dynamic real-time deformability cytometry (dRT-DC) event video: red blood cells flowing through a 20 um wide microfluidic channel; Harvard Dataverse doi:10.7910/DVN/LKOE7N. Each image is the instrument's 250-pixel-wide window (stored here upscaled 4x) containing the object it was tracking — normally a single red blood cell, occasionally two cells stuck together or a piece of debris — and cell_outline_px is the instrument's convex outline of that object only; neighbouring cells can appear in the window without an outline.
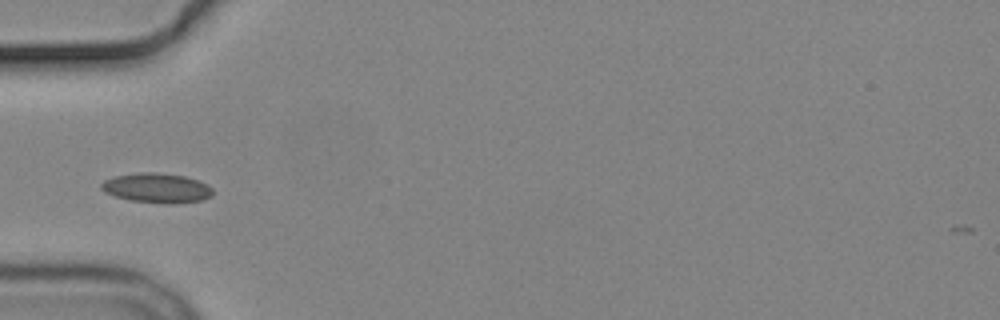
{"species": "common noctule bat (a hibernating species)", "species_latin": "Nyctalus noctula", "temperature_condition": "cold", "stored_images_in_passage": 5, "camera_frame_rate_fps": 3000, "um_per_image_px": 0.085, "animal": {"sex": "male", "body_mass_g": 19.2, "forearm_length_mm": 51.8}, "frame": {"image": 1, "passage_image": 3, "time_ms": 3.0, "image_size_px": [1000, 320], "cell_outline_px": [[212, 196], [200, 200], [168, 204], [164, 204], [128, 200], [104, 192], [100, 188], [100, 184], [104, 180], [112, 176], [140, 172], [156, 172], [184, 176], [208, 184], [212, 188]], "centroid_in_image_um": [13.28, 15.97], "position_along_channel_um": 71.7, "area_um2": 19.36}}
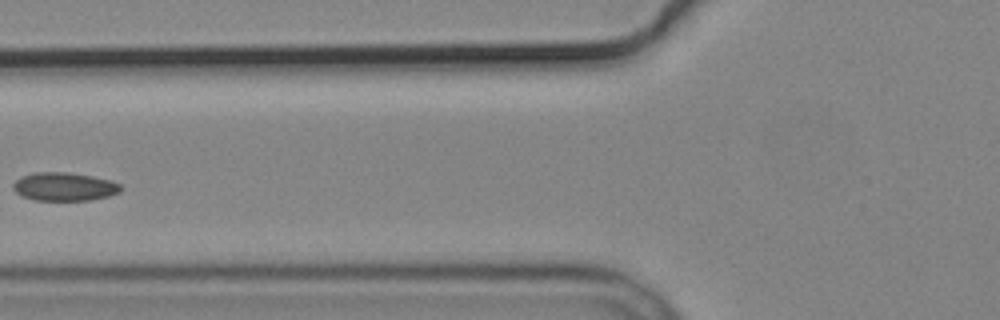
{"frame": {"image": 2, "passage_image": 4, "time_ms": 4.333, "image_size_px": [1000, 320], "cell_outline_px": [[124, 188], [120, 192], [108, 196], [88, 200], [36, 200], [24, 196], [16, 192], [12, 188], [12, 184], [20, 176], [36, 172], [68, 172], [92, 176], [112, 180], [120, 184]], "centroid_in_image_um": [5.49, 15.85], "position_along_channel_um": 120.3, "area_um2": 17.86}}
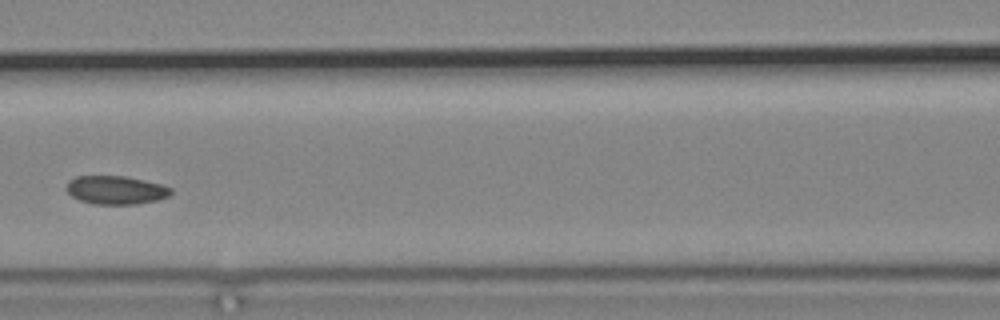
{"frame": {"image": 3, "passage_image": 5, "time_ms": 5.333, "image_size_px": [1000, 320], "cell_outline_px": [[172, 192], [168, 196], [156, 200], [136, 204], [92, 204], [80, 200], [72, 196], [64, 188], [68, 180], [76, 176], [124, 176], [144, 180], [160, 184], [172, 188]], "centroid_in_image_um": [9.8, 16.15], "position_along_channel_um": 156.8, "area_um2": 17.34}}